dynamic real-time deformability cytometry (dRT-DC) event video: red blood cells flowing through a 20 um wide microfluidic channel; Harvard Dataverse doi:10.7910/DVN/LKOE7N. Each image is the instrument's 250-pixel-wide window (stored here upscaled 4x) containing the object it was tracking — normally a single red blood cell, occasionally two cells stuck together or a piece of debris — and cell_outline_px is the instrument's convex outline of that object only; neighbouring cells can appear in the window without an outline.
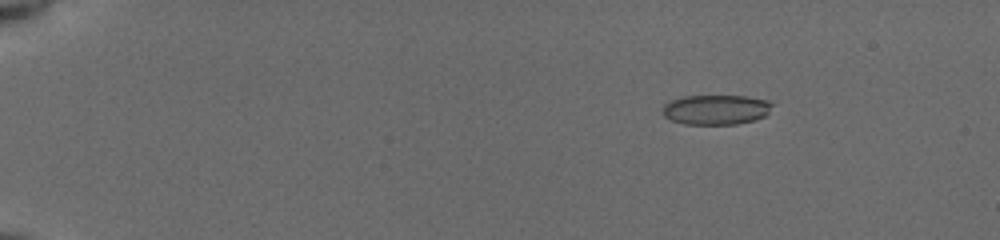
{"species": "common noctule bat (a hibernating species)", "species_latin": "Nyctalus noctula", "temperature_condition": "cold", "stored_images_in_passage": 55, "camera_frame_rate_fps": 3000, "um_per_image_px": 0.085, "animal": {"sex": "female", "body_mass_g": 19.5, "forearm_length_mm": 54.1}, "frame": {"image": 1, "passage_image": 9, "time_ms": 2.667, "image_size_px": [1000, 240], "cell_outline_px": [[772, 104], [768, 112], [764, 116], [756, 120], [736, 124], [684, 124], [672, 120], [664, 116], [664, 104], [672, 100], [684, 96], [744, 96], [768, 100]], "centroid_in_image_um": [60.87, 9.32], "position_along_channel_um": 24.1, "area_um2": 18.9}}
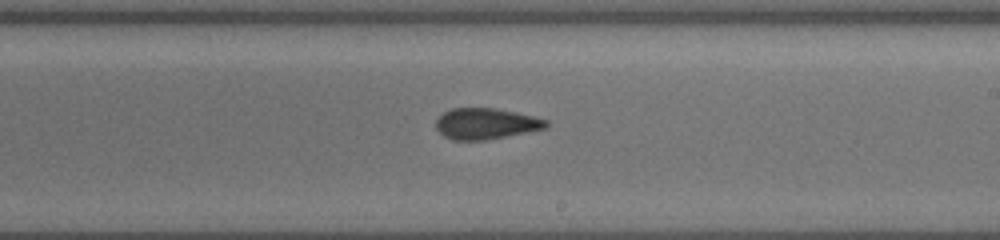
{"frame": {"image": 2, "passage_image": 35, "time_ms": 11.333, "image_size_px": [1000, 240], "cell_outline_px": [[548, 124], [544, 128], [528, 132], [484, 140], [452, 140], [444, 136], [436, 128], [436, 120], [444, 112], [452, 108], [496, 108], [516, 112], [548, 120]], "centroid_in_image_um": [41.28, 10.51], "position_along_channel_um": 247.7, "area_um2": 19.77}}
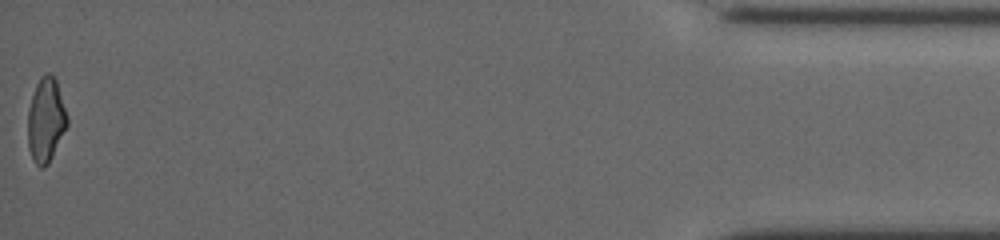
{"frame": {"image": 3, "passage_image": 55, "time_ms": 18.0, "image_size_px": [1000, 240], "cell_outline_px": [[68, 124], [48, 164], [44, 168], [40, 168], [32, 160], [28, 148], [28, 108], [36, 84], [40, 76], [44, 72], [48, 72], [56, 80], [68, 116]], "centroid_in_image_um": [3.89, 10.21], "position_along_channel_um": 431.3, "area_um2": 19.42}, "authors_computed_cell_mechanics": {"area_um2": 19.7676, "velocity_mm_per_s": 3.9305, "shape_relaxation_time_tau1_ms": 3.9234, "shape_relaxation_time_tau2_ms": 2.2377, "deformation_change_tau1": 0.1119, "deformation_change_tau2": 0.1031}}